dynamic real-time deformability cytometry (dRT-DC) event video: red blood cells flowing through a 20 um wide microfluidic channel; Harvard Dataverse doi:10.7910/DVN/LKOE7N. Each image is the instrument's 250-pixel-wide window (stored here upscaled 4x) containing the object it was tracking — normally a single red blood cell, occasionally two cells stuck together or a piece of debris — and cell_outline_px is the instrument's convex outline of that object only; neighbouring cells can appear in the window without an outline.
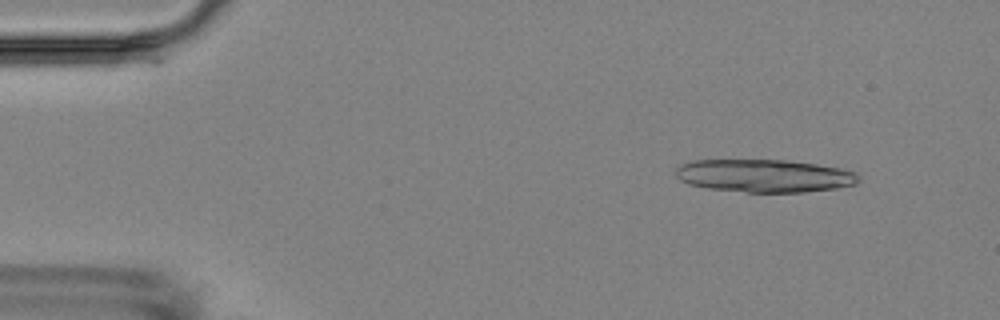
{"species": "Egyptian fruit bat (a non-hibernating species)", "species_latin": "Rousettus aegyptiacus", "temperature_condition": "room temperature", "stored_images_in_passage": 4, "camera_frame_rate_fps": 3000, "um_per_image_px": 0.085, "animal": {"sex": "female"}, "frame": {"image": 1, "passage_image": 1, "time_ms": 0.0, "image_size_px": [1000, 320], "cell_outline_px": [[860, 180], [856, 184], [836, 188], [804, 192], [748, 192], [708, 188], [688, 184], [680, 180], [676, 176], [676, 168], [680, 164], [692, 160], [784, 160], [816, 164], [840, 168], [856, 172], [860, 176]], "centroid_in_image_um": [64.97, 14.94], "position_along_channel_um": 20.0, "area_um2": 35.08}}